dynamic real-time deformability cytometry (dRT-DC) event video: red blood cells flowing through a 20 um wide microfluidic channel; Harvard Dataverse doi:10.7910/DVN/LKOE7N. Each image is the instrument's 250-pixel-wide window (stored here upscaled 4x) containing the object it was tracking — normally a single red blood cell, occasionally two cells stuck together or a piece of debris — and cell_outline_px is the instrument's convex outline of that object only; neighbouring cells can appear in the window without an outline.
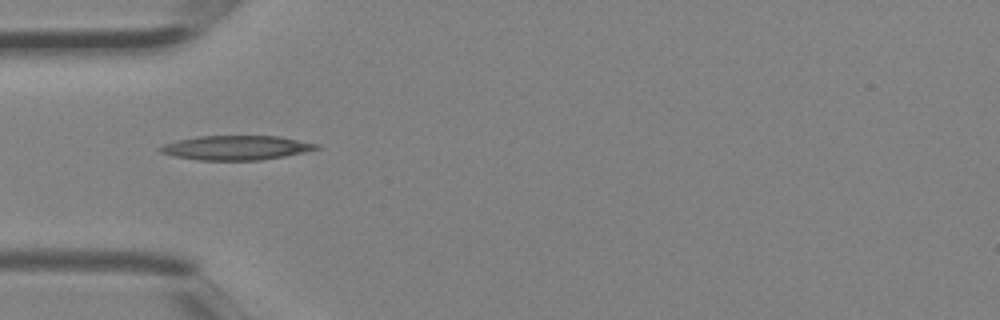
{"species": "Egyptian fruit bat (a non-hibernating species)", "species_latin": "Rousettus aegyptiacus", "temperature_condition": "room temperature", "stored_images_in_passage": 2, "camera_frame_rate_fps": 3000, "um_per_image_px": 0.085, "animal": {"sex": "female"}, "frame": {"image": 1, "passage_image": 1, "time_ms": 0.0, "image_size_px": [1000, 320], "cell_outline_px": [[320, 148], [304, 152], [284, 156], [260, 160], [200, 160], [176, 156], [160, 152], [156, 148], [164, 144], [176, 140], [200, 136], [280, 136], [320, 144]], "centroid_in_image_um": [20.09, 12.55], "position_along_channel_um": 64.9, "area_um2": 22.14}}
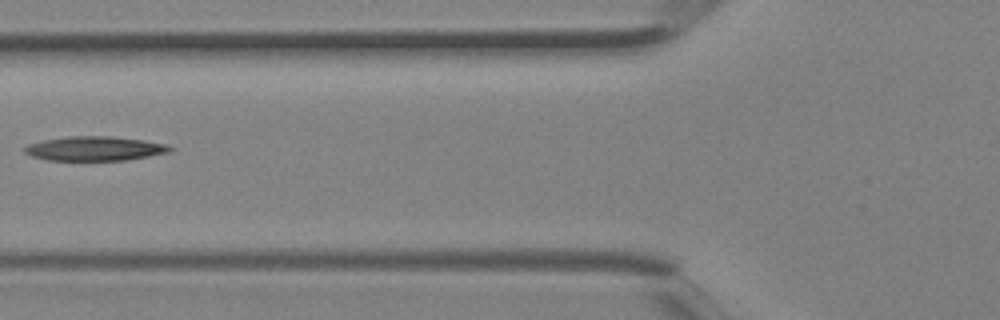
{"frame": {"image": 2, "passage_image": 2, "time_ms": 0.333, "image_size_px": [1000, 320], "cell_outline_px": [[172, 148], [168, 152], [148, 156], [124, 160], [48, 160], [32, 156], [24, 152], [24, 148], [28, 144], [44, 140], [68, 136], [108, 136], [144, 140], [168, 144]], "centroid_in_image_um": [8.04, 12.62], "position_along_channel_um": 117.8, "area_um2": 20.4}}